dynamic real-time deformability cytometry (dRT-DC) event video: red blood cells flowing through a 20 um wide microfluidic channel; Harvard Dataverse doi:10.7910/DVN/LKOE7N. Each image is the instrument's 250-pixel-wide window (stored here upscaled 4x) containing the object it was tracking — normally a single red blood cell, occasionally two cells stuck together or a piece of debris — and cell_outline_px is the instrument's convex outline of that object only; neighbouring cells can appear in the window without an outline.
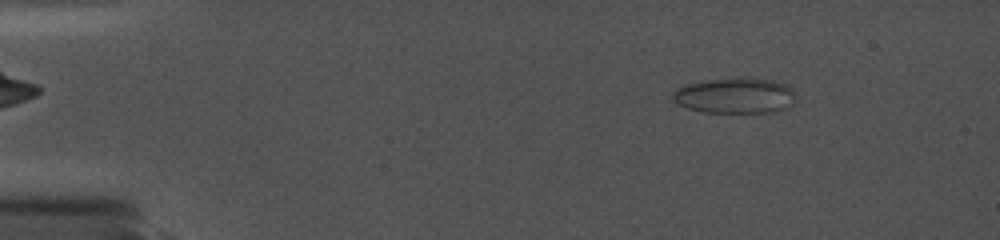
{"species": "common noctule bat (a hibernating species)", "species_latin": "Nyctalus noctula", "temperature_condition": "cold", "stored_images_in_passage": 25, "camera_frame_rate_fps": 5000, "um_per_image_px": 0.085, "animal": {"sex": "female", "body_mass_g": 19.0, "forearm_length_mm": 56.7}, "frame": {"image": 1, "passage_image": 7, "time_ms": 1.6, "image_size_px": [1000, 240], "cell_outline_px": [[796, 96], [792, 104], [776, 112], [704, 112], [688, 108], [676, 104], [672, 100], [672, 92], [676, 88], [684, 84], [700, 80], [736, 76], [752, 76], [772, 80], [784, 84], [792, 88], [796, 92]], "centroid_in_image_um": [62.45, 8.08], "position_along_channel_um": 22.6, "area_um2": 26.41}}
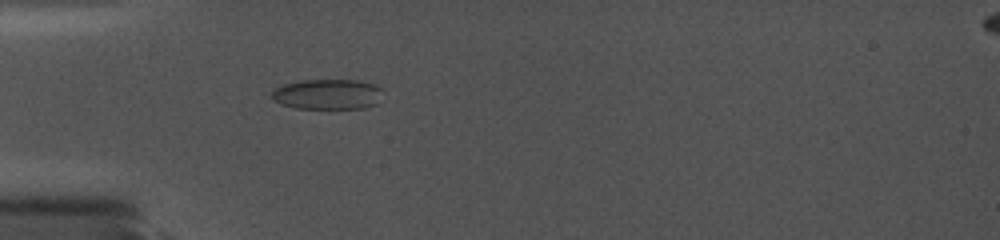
{"frame": {"image": 2, "passage_image": 20, "time_ms": 5.0, "image_size_px": [1000, 240], "cell_outline_px": [[384, 92], [376, 104], [364, 108], [296, 108], [280, 104], [272, 100], [272, 92], [276, 88], [284, 84], [296, 80], [360, 80], [376, 84]], "centroid_in_image_um": [27.86, 8.0], "position_along_channel_um": 57.1, "area_um2": 19.83}}